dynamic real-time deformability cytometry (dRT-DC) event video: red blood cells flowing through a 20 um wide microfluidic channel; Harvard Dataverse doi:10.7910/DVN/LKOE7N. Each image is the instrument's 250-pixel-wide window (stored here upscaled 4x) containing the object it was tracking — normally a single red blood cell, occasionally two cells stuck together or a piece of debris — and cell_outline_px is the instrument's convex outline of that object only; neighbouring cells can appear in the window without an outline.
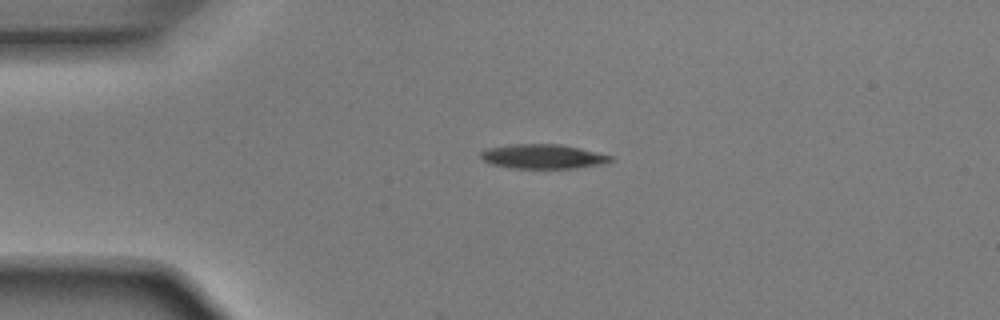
{"species": "Egyptian fruit bat (a non-hibernating species)", "species_latin": "Rousettus aegyptiacus", "temperature_condition": "room temperature", "stored_images_in_passage": 41, "camera_frame_rate_fps": 3000, "um_per_image_px": 0.085, "animal": {"sex": "male"}, "frame": {"image": 1, "passage_image": 1, "time_ms": 0.0, "image_size_px": [1000, 320], "cell_outline_px": [[612, 160], [604, 164], [576, 168], [508, 168], [492, 164], [484, 160], [480, 156], [480, 152], [488, 148], [512, 144], [560, 144], [580, 148], [612, 156]], "centroid_in_image_um": [46.14, 13.3], "position_along_channel_um": 38.9, "area_um2": 18.44}}
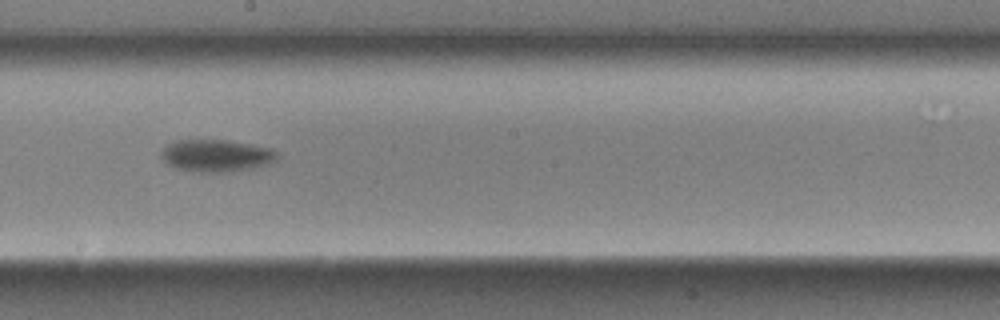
{"frame": {"image": 2, "passage_image": 18, "time_ms": 5.667, "image_size_px": [1000, 320], "cell_outline_px": [[276, 160], [252, 168], [228, 172], [192, 172], [172, 168], [160, 156], [160, 152], [168, 144], [176, 140], [224, 140], [252, 144], [272, 148], [276, 152]], "centroid_in_image_um": [18.32, 13.23], "position_along_channel_um": 229.9, "area_um2": 21.79}}
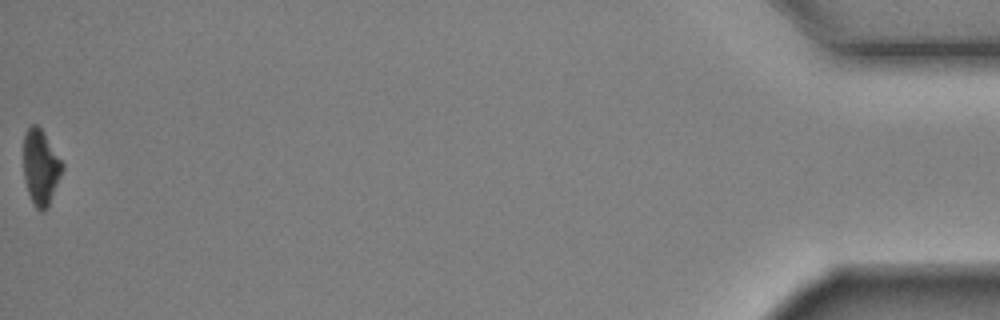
{"frame": {"image": 3, "passage_image": 41, "time_ms": 13.333, "image_size_px": [1000, 320], "cell_outline_px": [[64, 168], [48, 204], [44, 212], [40, 212], [36, 208], [28, 192], [24, 180], [24, 132], [32, 124], [36, 124], [40, 128], [64, 164]], "centroid_in_image_um": [3.45, 14.21], "position_along_channel_um": 431.8, "area_um2": 16.7}, "authors_computed_cell_mechanics": {"area_um2": 20.519, "velocity_mm_per_s": 3.9205, "shape_relaxation_time_tau1_ms": 2.7226, "shape_relaxation_time_tau2_ms": null, "deformation_change_tau1": 0.1624, "deformation_change_tau2": null}}